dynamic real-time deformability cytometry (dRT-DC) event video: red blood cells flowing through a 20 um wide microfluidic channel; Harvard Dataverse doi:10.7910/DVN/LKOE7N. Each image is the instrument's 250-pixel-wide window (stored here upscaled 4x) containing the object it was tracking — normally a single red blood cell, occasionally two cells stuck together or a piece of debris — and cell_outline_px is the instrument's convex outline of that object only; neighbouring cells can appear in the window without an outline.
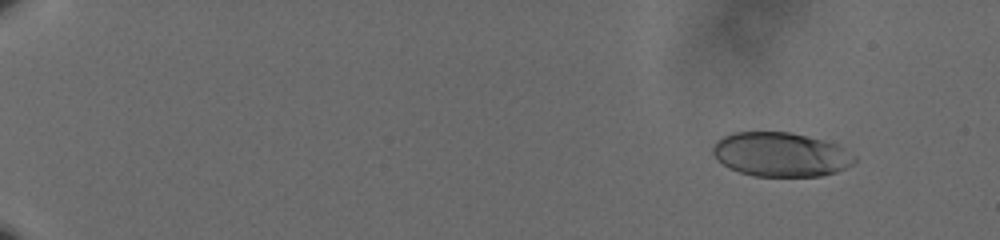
{"species": "human", "species_latin": "Homo sapiens", "temperature_condition": "cold", "stored_images_in_passage": 57, "camera_frame_rate_fps": 3000, "um_per_image_px": 0.085, "donor": {"sex": "male"}, "frame": {"image": 1, "passage_image": 3, "time_ms": 0.667, "image_size_px": [1000, 240], "cell_outline_px": [[856, 160], [852, 164], [836, 172], [820, 176], [752, 176], [740, 172], [724, 164], [712, 152], [712, 148], [724, 136], [732, 132], [792, 132], [824, 140], [836, 144]], "centroid_in_image_um": [66.35, 13.13], "position_along_channel_um": 18.6, "area_um2": 35.89}}
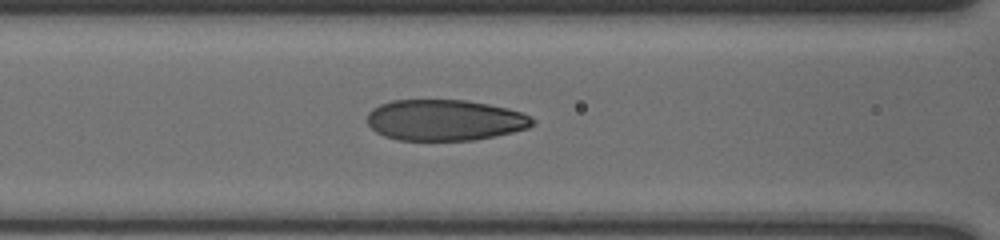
{"frame": {"image": 2, "passage_image": 26, "time_ms": 8.333, "image_size_px": [1000, 240], "cell_outline_px": [[536, 124], [528, 128], [496, 136], [476, 140], [400, 140], [384, 136], [376, 132], [368, 124], [368, 112], [372, 108], [380, 104], [392, 100], [464, 100], [488, 104], [508, 108], [520, 112], [536, 120]], "centroid_in_image_um": [37.82, 10.21], "position_along_channel_um": 128.8, "area_um2": 39.59}}
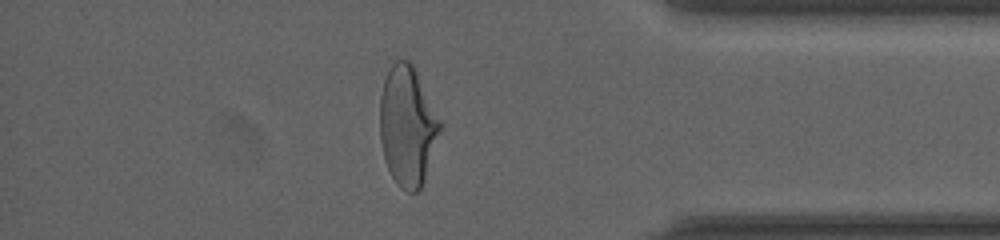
{"frame": {"image": 3, "passage_image": 50, "time_ms": 16.333, "image_size_px": [1000, 240], "cell_outline_px": [[444, 124], [424, 180], [420, 188], [416, 192], [408, 192], [400, 188], [396, 184], [384, 160], [380, 140], [380, 96], [384, 80], [392, 64], [396, 60], [408, 60], [412, 64]], "centroid_in_image_um": [34.65, 10.73], "position_along_channel_um": 400.5, "area_um2": 42.25}, "authors_computed_cell_mechanics": {"area_um2": 39.7664, "velocity_mm_per_s": 3.6092, "shape_relaxation_time_tau1_ms": 4.3467, "shape_relaxation_time_tau2_ms": 0.841, "deformation_change_tau1": 0.1717, "deformation_change_tau2": 0.0611}}